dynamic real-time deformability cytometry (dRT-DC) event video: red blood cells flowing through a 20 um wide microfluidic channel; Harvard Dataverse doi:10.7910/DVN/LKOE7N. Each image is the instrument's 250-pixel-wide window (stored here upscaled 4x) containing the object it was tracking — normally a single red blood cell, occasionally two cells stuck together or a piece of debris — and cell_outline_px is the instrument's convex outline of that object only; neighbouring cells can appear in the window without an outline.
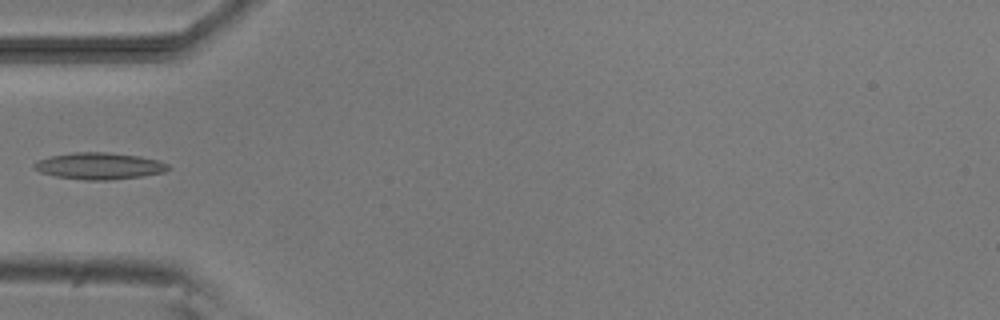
{"species": "common noctule bat (a hibernating species)", "species_latin": "Nyctalus noctula", "temperature_condition": "room temperature", "stored_images_in_passage": 6, "camera_frame_rate_fps": 3000, "um_per_image_px": 0.085, "animal": {"sex": "male", "body_mass_g": 20.5, "forearm_length_mm": 52.5}, "frame": {"image": 1, "passage_image": 6, "time_ms": 5.333, "image_size_px": [1000, 320], "cell_outline_px": [[172, 168], [164, 172], [140, 176], [108, 180], [84, 180], [56, 176], [40, 172], [32, 168], [32, 164], [36, 160], [52, 156], [76, 152], [108, 152], [140, 156], [160, 160], [168, 164]], "centroid_in_image_um": [8.44, 14.1], "position_along_channel_um": 76.6, "area_um2": 20.92}}